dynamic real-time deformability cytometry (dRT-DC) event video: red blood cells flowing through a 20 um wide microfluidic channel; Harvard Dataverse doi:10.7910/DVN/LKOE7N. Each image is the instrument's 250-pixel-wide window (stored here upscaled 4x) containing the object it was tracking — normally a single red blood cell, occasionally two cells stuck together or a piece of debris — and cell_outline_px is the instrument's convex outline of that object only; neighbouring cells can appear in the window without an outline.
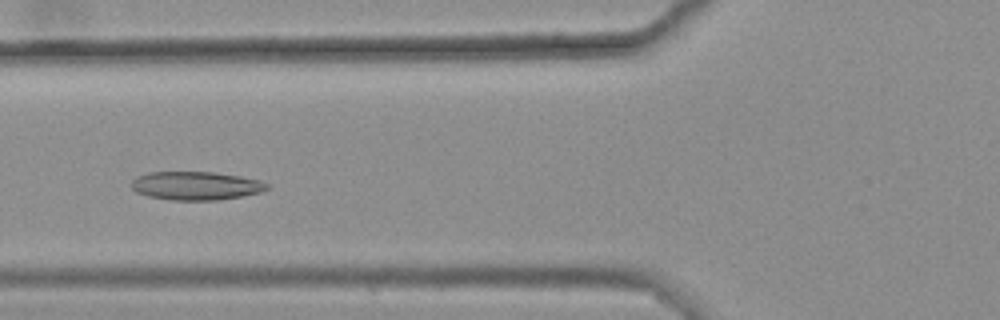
{"species": "common noctule bat (a hibernating species)", "species_latin": "Nyctalus noctula", "temperature_condition": "warm", "stored_images_in_passage": 35, "camera_frame_rate_fps": 3000, "um_per_image_px": 0.085, "animal": {"sex": "female", "body_mass_g": 25.1}, "frame": {"image": 1, "passage_image": 10, "time_ms": 3.0, "image_size_px": [1000, 320], "cell_outline_px": [[272, 188], [260, 192], [244, 196], [220, 200], [172, 200], [148, 196], [136, 192], [132, 188], [132, 180], [136, 176], [148, 172], [212, 172], [240, 176], [260, 180], [268, 184]], "centroid_in_image_um": [16.68, 15.79], "position_along_channel_um": 109.1, "area_um2": 22.66}}
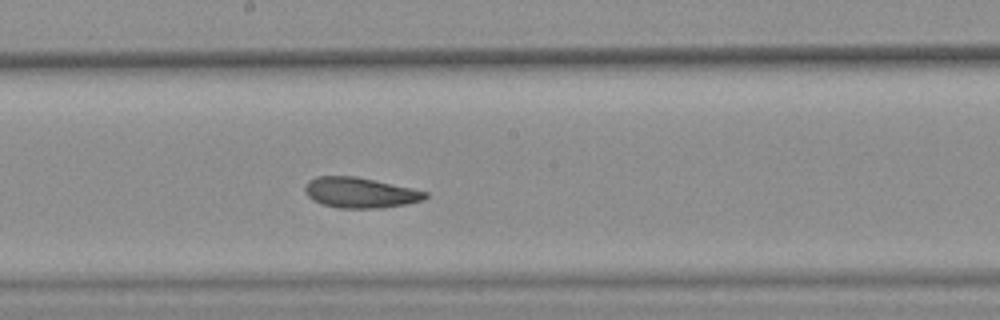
{"frame": {"image": 2, "passage_image": 19, "time_ms": 6.0, "image_size_px": [1000, 320], "cell_outline_px": [[428, 196], [424, 200], [404, 204], [380, 208], [336, 208], [320, 204], [312, 200], [304, 192], [304, 188], [308, 180], [316, 176], [352, 176], [412, 188], [428, 192]], "centroid_in_image_um": [30.56, 16.38], "position_along_channel_um": 217.6, "area_um2": 21.33}}
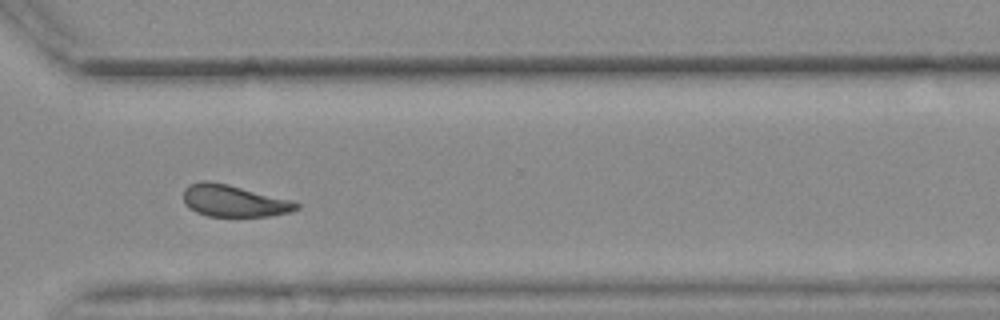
{"frame": {"image": 3, "passage_image": 30, "time_ms": 9.667, "image_size_px": [1000, 320], "cell_outline_px": [[300, 208], [292, 212], [268, 216], [208, 216], [196, 212], [188, 208], [184, 204], [184, 188], [188, 184], [200, 180], [208, 180], [228, 184], [292, 200], [300, 204]], "centroid_in_image_um": [19.86, 17.06], "position_along_channel_um": 350.7, "area_um2": 21.21}, "authors_computed_cell_mechanics": {"area_um2": 21.7906, "velocity_mm_per_s": 3.6153, "shape_relaxation_time_tau1_ms": null, "shape_relaxation_time_tau2_ms": 3.2702, "deformation_change_tau1": null, "deformation_change_tau2": 0.1056}}